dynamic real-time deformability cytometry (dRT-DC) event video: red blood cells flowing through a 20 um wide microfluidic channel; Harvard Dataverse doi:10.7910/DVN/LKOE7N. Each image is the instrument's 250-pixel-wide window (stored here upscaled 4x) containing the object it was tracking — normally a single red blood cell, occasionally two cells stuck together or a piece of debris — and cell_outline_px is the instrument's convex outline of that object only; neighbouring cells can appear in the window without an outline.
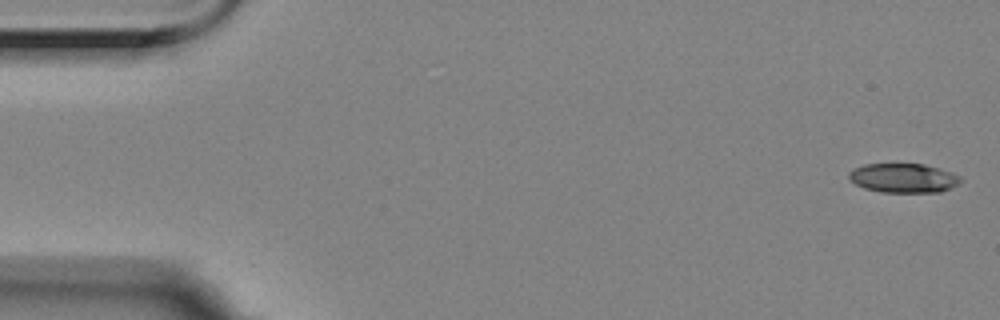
{"species": "Egyptian fruit bat (a non-hibernating species)", "species_latin": "Rousettus aegyptiacus", "temperature_condition": "room temperature", "stored_images_in_passage": 4, "camera_frame_rate_fps": 3000, "um_per_image_px": 0.085, "animal": {"sex": "female"}, "frame": {"image": 1, "passage_image": 1, "time_ms": 0.0, "image_size_px": [1000, 320], "cell_outline_px": [[964, 180], [960, 184], [940, 192], [880, 192], [864, 188], [856, 184], [848, 176], [848, 172], [864, 164], [896, 160], [924, 164], [940, 168], [952, 172], [960, 176]], "centroid_in_image_um": [76.81, 15.08], "position_along_channel_um": 8.2, "area_um2": 20.0}}